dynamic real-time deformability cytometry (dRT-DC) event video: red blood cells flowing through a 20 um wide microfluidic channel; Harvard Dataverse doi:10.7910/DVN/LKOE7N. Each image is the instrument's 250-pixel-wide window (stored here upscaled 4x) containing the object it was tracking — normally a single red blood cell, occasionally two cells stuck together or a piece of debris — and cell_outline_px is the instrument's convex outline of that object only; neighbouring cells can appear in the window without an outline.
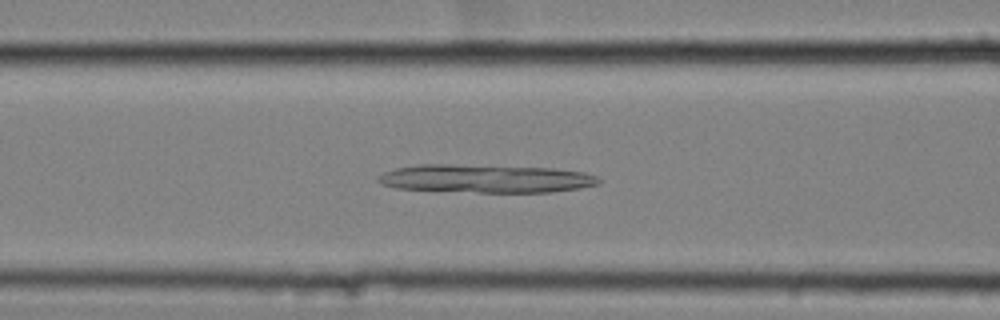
{"species": "common noctule bat (a hibernating species)", "species_latin": "Nyctalus noctula", "temperature_condition": "cold", "stored_images_in_passage": 58, "camera_frame_rate_fps": 3000, "um_per_image_px": 0.085, "animal": {"sex": "female", "body_mass_g": 25.1}, "frame": {"image": 1, "passage_image": 25, "time_ms": 8.0, "image_size_px": [1000, 320], "cell_outline_px": [[600, 184], [580, 188], [548, 192], [476, 192], [396, 188], [380, 184], [376, 180], [384, 172], [396, 168], [420, 164], [448, 164], [552, 168], [584, 172], [600, 176]], "centroid_in_image_um": [41.31, 15.18], "position_along_channel_um": 125.3, "area_um2": 36.24}}
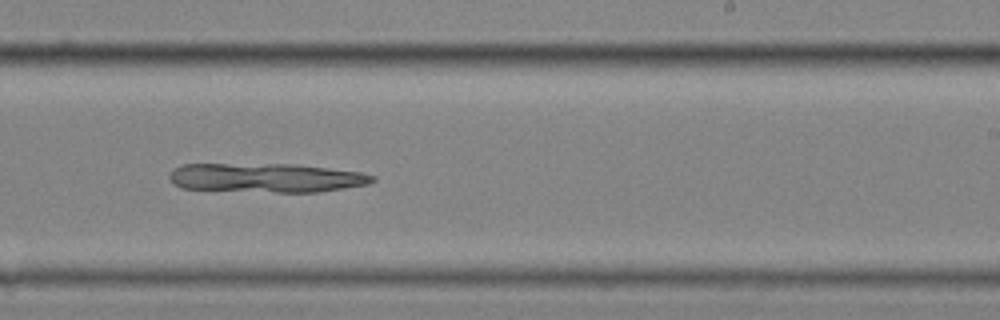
{"frame": {"image": 2, "passage_image": 37, "time_ms": 12.0, "image_size_px": [1000, 320], "cell_outline_px": [[376, 180], [368, 184], [344, 188], [316, 192], [276, 192], [184, 188], [176, 184], [168, 176], [176, 168], [184, 164], [292, 164], [328, 168], [360, 172], [376, 176]], "centroid_in_image_um": [22.69, 15.11], "position_along_channel_um": 266.3, "area_um2": 34.04}}
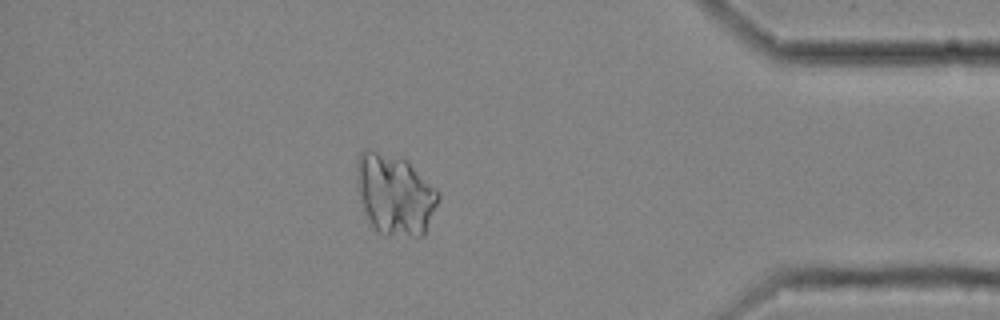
{"frame": {"image": 3, "passage_image": 51, "time_ms": 16.667, "image_size_px": [1000, 320], "cell_outline_px": [[440, 196], [424, 236], [388, 236], [376, 232], [364, 208], [356, 188], [356, 164], [360, 152], [364, 148], [368, 148], [408, 160], [440, 192]], "centroid_in_image_um": [33.56, 16.51], "position_along_channel_um": 401.6, "area_um2": 38.78}}